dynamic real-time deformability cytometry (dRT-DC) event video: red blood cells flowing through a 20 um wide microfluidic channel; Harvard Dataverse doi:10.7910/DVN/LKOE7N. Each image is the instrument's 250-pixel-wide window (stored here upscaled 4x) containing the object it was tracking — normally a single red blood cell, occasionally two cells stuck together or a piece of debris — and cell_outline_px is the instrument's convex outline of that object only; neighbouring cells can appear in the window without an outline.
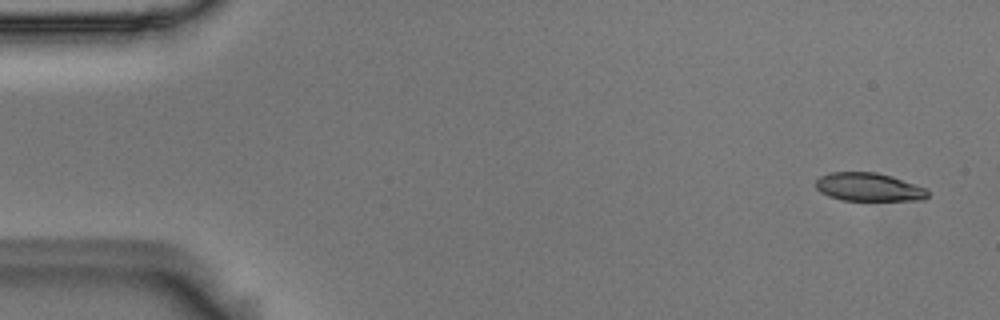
{"species": "Egyptian fruit bat (a non-hibernating species)", "species_latin": "Rousettus aegyptiacus", "temperature_condition": "room temperature", "stored_images_in_passage": 5, "camera_frame_rate_fps": 3000, "um_per_image_px": 0.085, "animal": {"sex": "male"}, "frame": {"image": 1, "passage_image": 1, "time_ms": 0.0, "image_size_px": [1000, 320], "cell_outline_px": [[928, 196], [924, 200], [844, 200], [828, 196], [820, 192], [816, 188], [816, 180], [820, 176], [828, 172], [876, 172], [892, 176], [928, 188]], "centroid_in_image_um": [73.85, 15.89], "position_along_channel_um": 11.1, "area_um2": 18.61}}
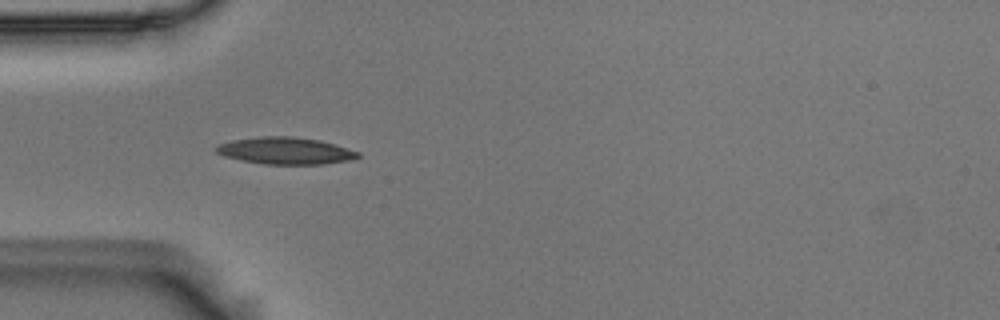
{"frame": {"image": 2, "passage_image": 5, "time_ms": 1.333, "image_size_px": [1000, 320], "cell_outline_px": [[360, 156], [348, 160], [324, 164], [264, 164], [240, 160], [224, 156], [216, 152], [212, 148], [216, 144], [232, 140], [260, 136], [292, 136], [320, 140], [336, 144], [360, 152]], "centroid_in_image_um": [24.22, 12.8], "position_along_channel_um": 60.8, "area_um2": 22.48}}